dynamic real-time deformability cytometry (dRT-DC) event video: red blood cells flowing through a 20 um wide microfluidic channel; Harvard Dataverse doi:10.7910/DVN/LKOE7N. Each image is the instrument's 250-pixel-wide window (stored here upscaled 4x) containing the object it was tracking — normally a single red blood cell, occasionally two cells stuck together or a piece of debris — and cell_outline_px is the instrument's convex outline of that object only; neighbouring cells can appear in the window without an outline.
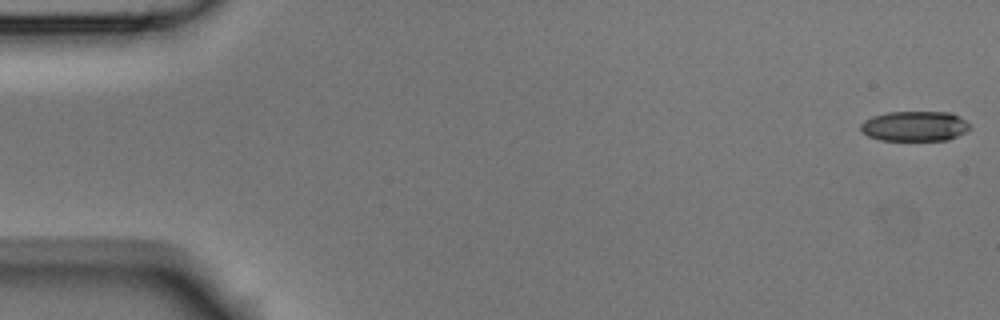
{"species": "Egyptian fruit bat (a non-hibernating species)", "species_latin": "Rousettus aegyptiacus", "temperature_condition": "room temperature", "stored_images_in_passage": 4, "camera_frame_rate_fps": 3000, "um_per_image_px": 0.085, "animal": {"sex": "male"}, "frame": {"image": 1, "passage_image": 1, "time_ms": 0.0, "image_size_px": [1000, 320], "cell_outline_px": [[972, 124], [968, 132], [948, 140], [880, 140], [868, 136], [860, 128], [860, 124], [864, 120], [872, 116], [888, 112], [952, 112], [960, 116]], "centroid_in_image_um": [77.81, 10.72], "position_along_channel_um": 7.2, "area_um2": 19.42}}